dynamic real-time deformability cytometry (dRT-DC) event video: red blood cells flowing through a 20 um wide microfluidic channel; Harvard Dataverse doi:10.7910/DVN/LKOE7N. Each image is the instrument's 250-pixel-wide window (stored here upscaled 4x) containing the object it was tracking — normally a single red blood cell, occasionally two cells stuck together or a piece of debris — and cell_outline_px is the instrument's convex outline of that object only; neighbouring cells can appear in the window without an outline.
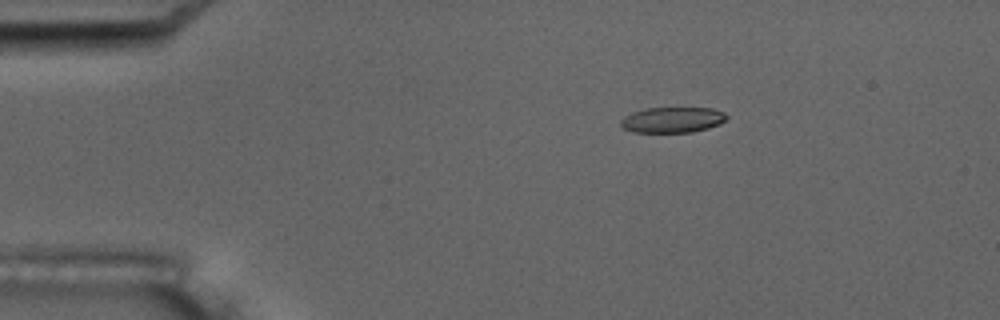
{"species": "common noctule bat (a hibernating species)", "species_latin": "Nyctalus noctula", "temperature_condition": "room temperature", "stored_images_in_passage": 2, "camera_frame_rate_fps": 3000, "um_per_image_px": 0.085, "animal": {"sex": "male", "body_mass_g": 17.5, "forearm_length_mm": 52.3}, "frame": {"image": 1, "passage_image": 1, "time_ms": 0.0, "image_size_px": [1000, 320], "cell_outline_px": [[728, 116], [720, 124], [708, 128], [692, 132], [632, 132], [624, 128], [620, 124], [620, 120], [624, 116], [632, 112], [648, 108], [712, 108], [724, 112]], "centroid_in_image_um": [57.15, 10.18], "position_along_channel_um": 27.8, "area_um2": 15.78}}
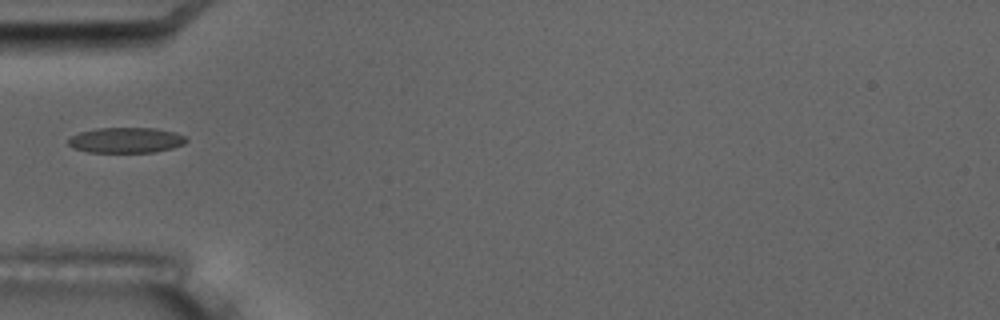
{"frame": {"image": 2, "passage_image": 2, "time_ms": 3.0, "image_size_px": [1000, 320], "cell_outline_px": [[188, 140], [184, 144], [172, 148], [152, 152], [88, 152], [72, 148], [68, 144], [68, 140], [72, 136], [80, 132], [96, 128], [156, 128], [176, 132], [184, 136]], "centroid_in_image_um": [10.71, 11.91], "position_along_channel_um": 74.3, "area_um2": 17.51}}